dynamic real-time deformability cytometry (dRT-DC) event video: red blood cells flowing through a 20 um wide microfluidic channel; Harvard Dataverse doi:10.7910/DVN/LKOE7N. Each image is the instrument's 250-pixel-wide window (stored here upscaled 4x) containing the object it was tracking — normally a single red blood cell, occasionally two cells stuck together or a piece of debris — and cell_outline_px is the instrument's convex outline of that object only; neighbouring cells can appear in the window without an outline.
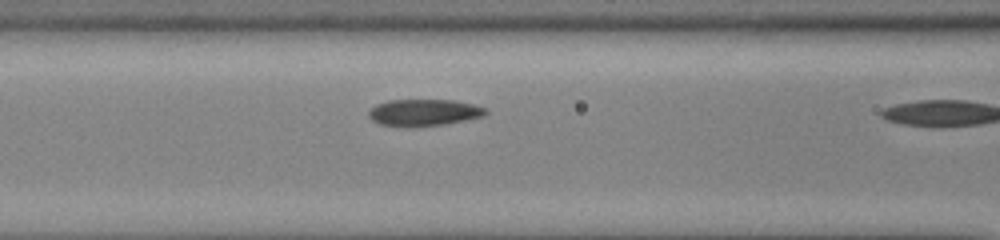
{"species": "common noctule bat (a hibernating species)", "species_latin": "Nyctalus noctula", "temperature_condition": "cold", "stored_images_in_passage": 5, "camera_frame_rate_fps": 3000, "um_per_image_px": 0.085, "animal": {"sex": "male", "body_mass_g": 13.0, "forearm_length_mm": 53.1}, "frame": {"image": 1, "passage_image": 4, "time_ms": 1.0, "image_size_px": [1000, 240], "cell_outline_px": [[488, 112], [484, 116], [444, 124], [416, 128], [404, 128], [380, 124], [372, 120], [368, 116], [368, 112], [376, 104], [388, 100], [452, 100], [472, 104], [484, 108]], "centroid_in_image_um": [35.98, 9.59], "position_along_channel_um": 130.6, "area_um2": 18.44}}